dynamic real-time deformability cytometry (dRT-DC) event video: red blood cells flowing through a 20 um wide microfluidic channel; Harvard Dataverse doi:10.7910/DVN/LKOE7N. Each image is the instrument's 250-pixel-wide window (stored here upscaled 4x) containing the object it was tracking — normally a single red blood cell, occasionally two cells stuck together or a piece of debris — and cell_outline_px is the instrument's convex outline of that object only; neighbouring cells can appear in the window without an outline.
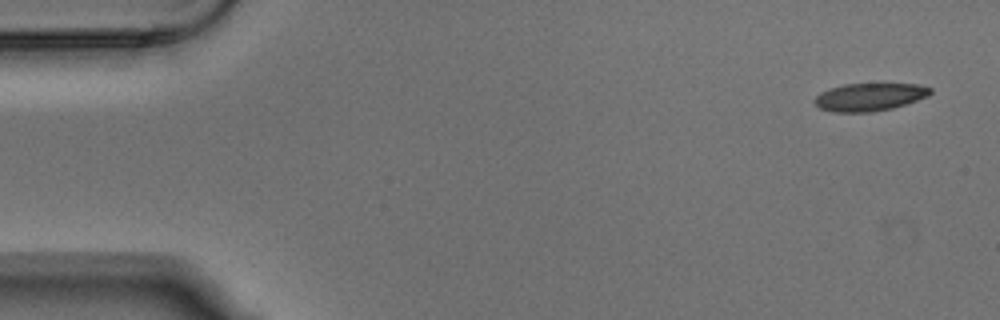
{"species": "Egyptian fruit bat (a non-hibernating species)", "species_latin": "Rousettus aegyptiacus", "temperature_condition": "warm", "stored_images_in_passage": 5, "camera_frame_rate_fps": 3000, "um_per_image_px": 0.085, "animal": {"sex": "male"}, "frame": {"image": 1, "passage_image": 1, "time_ms": 0.0, "image_size_px": [1000, 320], "cell_outline_px": [[932, 92], [928, 96], [892, 108], [872, 112], [832, 112], [820, 108], [812, 100], [820, 92], [844, 84], [920, 84], [932, 88]], "centroid_in_image_um": [73.9, 8.24], "position_along_channel_um": 11.1, "area_um2": 18.67}}
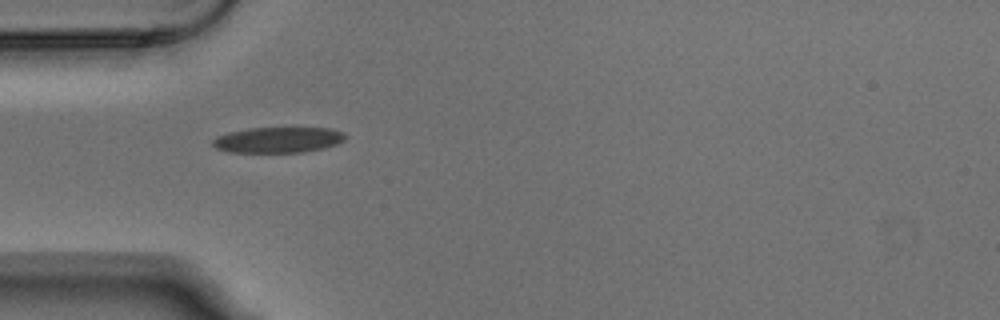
{"frame": {"image": 2, "passage_image": 4, "time_ms": 1.0, "image_size_px": [1000, 320], "cell_outline_px": [[344, 140], [336, 144], [324, 148], [304, 152], [228, 152], [216, 148], [212, 144], [212, 140], [216, 136], [228, 132], [248, 128], [328, 128], [344, 132]], "centroid_in_image_um": [23.6, 11.89], "position_along_channel_um": 61.4, "area_um2": 19.83}}
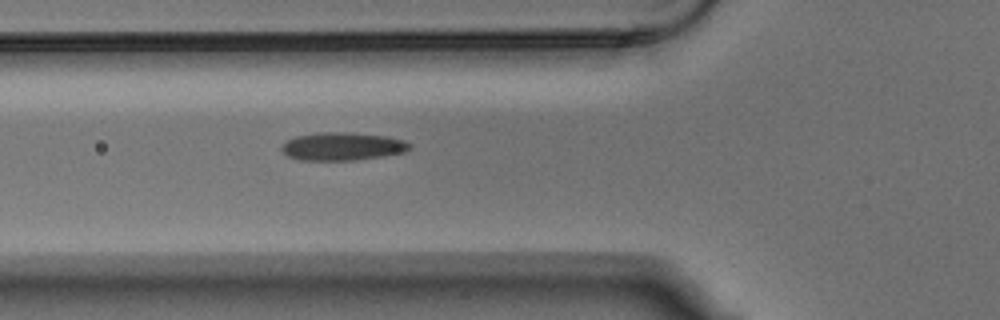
{"frame": {"image": 3, "passage_image": 5, "time_ms": 1.333, "image_size_px": [1000, 320], "cell_outline_px": [[412, 148], [404, 152], [356, 160], [300, 160], [288, 156], [280, 148], [288, 140], [296, 136], [316, 132], [344, 132], [388, 136], [404, 140], [412, 144]], "centroid_in_image_um": [29.13, 12.43], "position_along_channel_um": 96.7, "area_um2": 20.87}}